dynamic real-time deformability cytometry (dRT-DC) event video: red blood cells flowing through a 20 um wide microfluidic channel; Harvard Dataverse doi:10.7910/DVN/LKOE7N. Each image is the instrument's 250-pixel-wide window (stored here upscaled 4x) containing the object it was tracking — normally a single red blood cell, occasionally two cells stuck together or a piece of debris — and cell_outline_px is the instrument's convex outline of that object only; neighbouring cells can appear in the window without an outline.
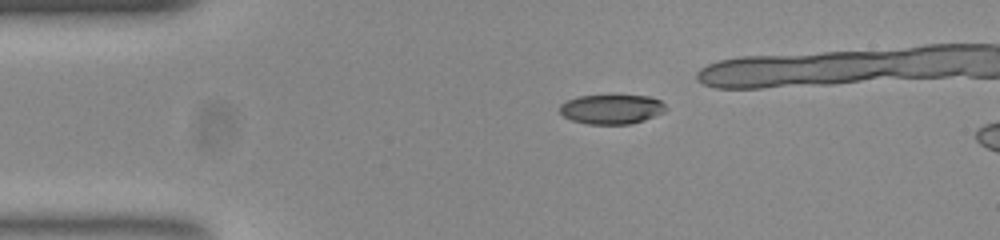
{"species": "common noctule bat (a hibernating species)", "species_latin": "Nyctalus noctula", "temperature_condition": "room temperature", "stored_images_in_passage": 32, "camera_frame_rate_fps": 3000, "um_per_image_px": 0.085, "animal": {"sex": "female", "body_mass_g": 23.0, "forearm_length_mm": 53.4}, "frame": {"image": 1, "passage_image": 1, "time_ms": 0.0, "image_size_px": [1000, 240], "cell_outline_px": [[668, 108], [664, 112], [644, 120], [628, 124], [588, 124], [572, 120], [564, 116], [560, 112], [560, 104], [568, 100], [580, 96], [612, 92], [648, 96], [660, 100]], "centroid_in_image_um": [52.0, 9.22], "position_along_channel_um": 33.0, "area_um2": 19.02}}
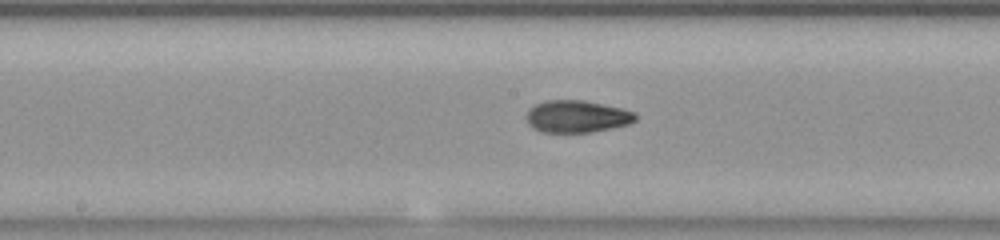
{"frame": {"image": 2, "passage_image": 17, "time_ms": 5.333, "image_size_px": [1000, 240], "cell_outline_px": [[636, 120], [628, 124], [612, 128], [592, 132], [540, 132], [532, 128], [528, 124], [524, 116], [528, 108], [544, 100], [584, 100], [620, 108], [636, 112]], "centroid_in_image_um": [48.98, 9.9], "position_along_channel_um": 199.2, "area_um2": 20.69}}
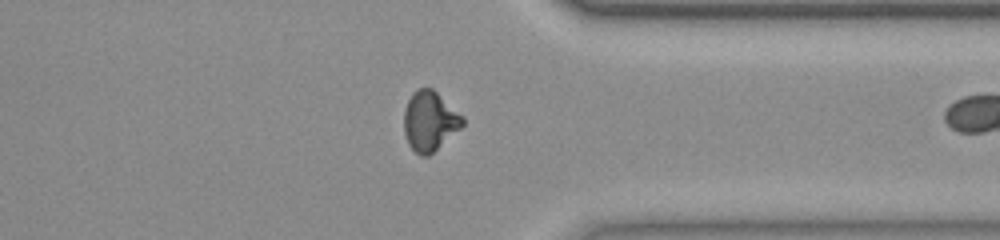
{"frame": {"image": 3, "passage_image": 31, "time_ms": 10.0, "image_size_px": [1000, 240], "cell_outline_px": [[464, 124], [460, 128], [428, 156], [420, 156], [408, 144], [404, 132], [404, 108], [412, 92], [416, 88], [432, 88], [464, 116]], "centroid_in_image_um": [36.51, 10.27], "position_along_channel_um": 374.9, "area_um2": 20.35}}